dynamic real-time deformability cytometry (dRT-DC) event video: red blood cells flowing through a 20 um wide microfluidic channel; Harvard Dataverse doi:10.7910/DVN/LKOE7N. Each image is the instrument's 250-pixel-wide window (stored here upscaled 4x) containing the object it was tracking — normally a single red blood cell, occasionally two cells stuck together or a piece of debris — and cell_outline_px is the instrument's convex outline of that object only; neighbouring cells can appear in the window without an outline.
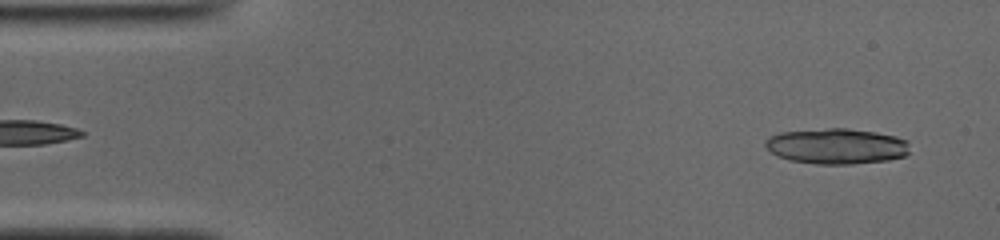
{"species": "common noctule bat (a hibernating species)", "species_latin": "Nyctalus noctula", "temperature_condition": "cold", "stored_images_in_passage": 29, "camera_frame_rate_fps": 3000, "um_per_image_px": 0.085, "animal": {"sex": "male", "body_mass_g": 19.0, "forearm_length_mm": 50.8}, "frame": {"image": 1, "passage_image": 2, "time_ms": 0.333, "image_size_px": [1000, 240], "cell_outline_px": [[908, 152], [904, 156], [888, 160], [848, 164], [820, 164], [792, 160], [780, 156], [772, 152], [764, 144], [764, 140], [768, 136], [780, 132], [828, 128], [848, 128], [876, 132], [896, 136], [908, 140]], "centroid_in_image_um": [71.12, 12.41], "position_along_channel_um": 13.9, "area_um2": 29.82}}